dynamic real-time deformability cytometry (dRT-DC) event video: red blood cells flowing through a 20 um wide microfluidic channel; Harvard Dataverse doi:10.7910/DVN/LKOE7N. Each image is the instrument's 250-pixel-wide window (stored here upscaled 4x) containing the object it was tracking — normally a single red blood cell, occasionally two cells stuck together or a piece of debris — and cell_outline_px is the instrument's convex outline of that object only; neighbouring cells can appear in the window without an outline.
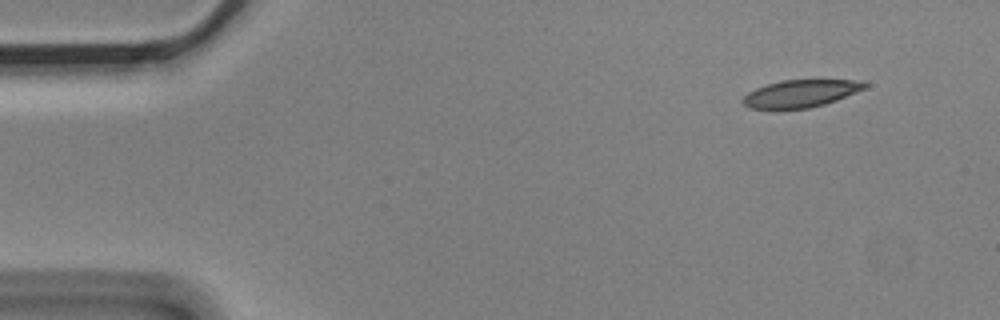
{"species": "Egyptian fruit bat (a non-hibernating species)", "species_latin": "Rousettus aegyptiacus", "temperature_condition": "cold", "stored_images_in_passage": 5, "camera_frame_rate_fps": 3000, "um_per_image_px": 0.085, "animal": {"sex": "male"}, "frame": {"image": 1, "passage_image": 1, "time_ms": 0.0, "image_size_px": [1000, 320], "cell_outline_px": [[868, 84], [864, 88], [836, 100], [824, 104], [808, 108], [748, 108], [740, 100], [748, 92], [756, 88], [768, 84], [784, 80], [864, 80]], "centroid_in_image_um": [68.04, 7.94], "position_along_channel_um": 17.0, "area_um2": 19.13}}
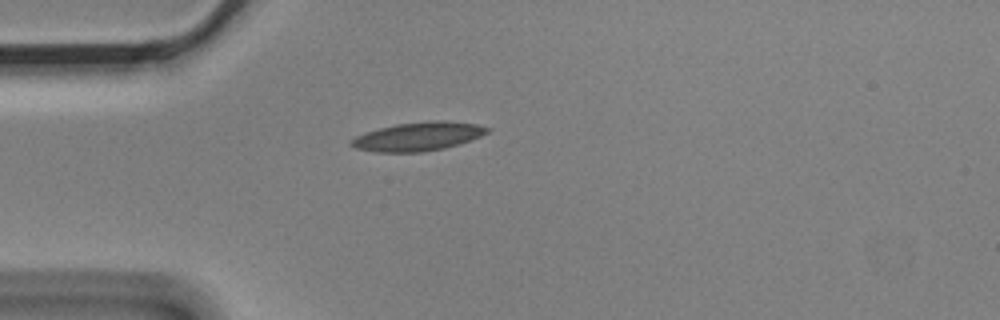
{"frame": {"image": 2, "passage_image": 4, "time_ms": 1.0, "image_size_px": [1000, 320], "cell_outline_px": [[492, 128], [488, 132], [480, 136], [460, 144], [444, 148], [420, 152], [376, 152], [356, 148], [348, 144], [356, 136], [364, 132], [396, 124], [432, 120], [440, 120], [476, 124]], "centroid_in_image_um": [35.54, 11.6], "position_along_channel_um": 49.5, "area_um2": 22.66}}